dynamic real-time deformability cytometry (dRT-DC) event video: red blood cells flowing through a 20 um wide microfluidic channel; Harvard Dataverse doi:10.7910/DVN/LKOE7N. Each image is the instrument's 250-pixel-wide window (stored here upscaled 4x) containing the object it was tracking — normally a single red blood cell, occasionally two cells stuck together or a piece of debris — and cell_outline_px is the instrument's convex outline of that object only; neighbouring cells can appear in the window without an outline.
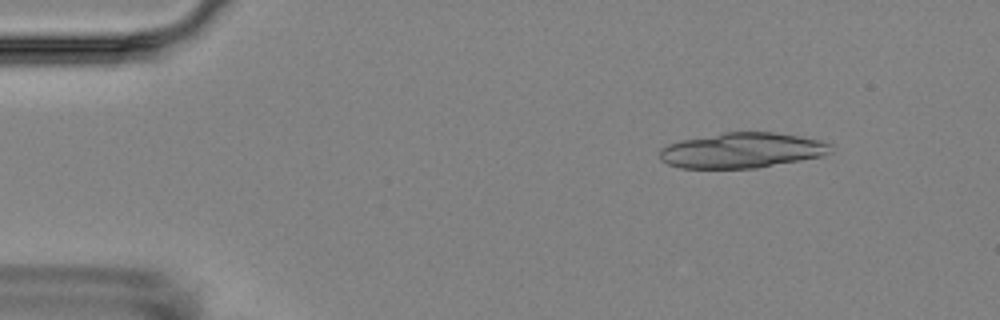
{"species": "Egyptian fruit bat (a non-hibernating species)", "species_latin": "Rousettus aegyptiacus", "temperature_condition": "room temperature", "stored_images_in_passage": 7, "camera_frame_rate_fps": 3000, "um_per_image_px": 0.085, "animal": {"sex": "female"}, "frame": {"image": 1, "passage_image": 2, "time_ms": 1.0, "image_size_px": [1000, 320], "cell_outline_px": [[832, 152], [824, 156], [756, 168], [680, 168], [668, 164], [660, 160], [660, 148], [668, 144], [680, 140], [724, 132], [772, 132], [820, 140], [832, 144]], "centroid_in_image_um": [63.06, 12.78], "position_along_channel_um": 21.9, "area_um2": 35.26}}